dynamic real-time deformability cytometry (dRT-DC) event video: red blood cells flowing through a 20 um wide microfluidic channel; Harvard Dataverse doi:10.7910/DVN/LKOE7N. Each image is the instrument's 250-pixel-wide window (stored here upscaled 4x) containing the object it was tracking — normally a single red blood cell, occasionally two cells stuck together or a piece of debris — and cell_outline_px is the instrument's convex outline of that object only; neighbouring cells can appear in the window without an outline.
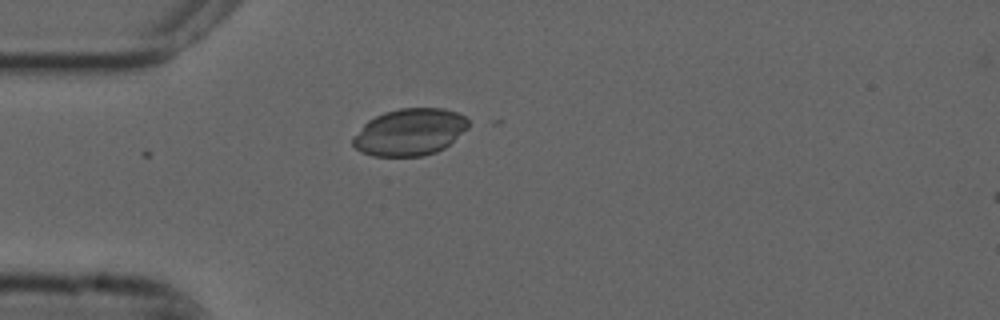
{"species": "common noctule bat (a hibernating species)", "species_latin": "Nyctalus noctula", "temperature_condition": "cold", "stored_images_in_passage": 9, "camera_frame_rate_fps": 3000, "um_per_image_px": 0.085, "animal": {"sex": "male", "forearm_length_mm": 52.5}, "frame": {"image": 1, "passage_image": 3, "time_ms": 0.667, "image_size_px": [1000, 320], "cell_outline_px": [[468, 128], [444, 148], [436, 152], [424, 156], [372, 156], [360, 152], [352, 144], [352, 140], [364, 124], [368, 120], [384, 112], [400, 108], [444, 108], [456, 112], [464, 116], [468, 120]], "centroid_in_image_um": [34.83, 11.23], "position_along_channel_um": 50.2, "area_um2": 31.5}}